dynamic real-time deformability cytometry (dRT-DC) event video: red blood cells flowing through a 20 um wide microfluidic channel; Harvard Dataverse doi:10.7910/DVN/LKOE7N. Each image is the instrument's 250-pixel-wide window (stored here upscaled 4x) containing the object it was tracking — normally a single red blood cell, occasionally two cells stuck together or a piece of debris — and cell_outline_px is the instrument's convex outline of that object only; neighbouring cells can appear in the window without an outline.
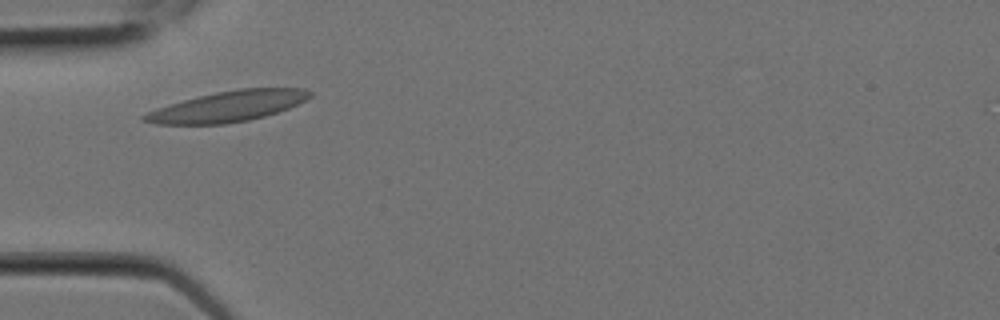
{"species": "Egyptian fruit bat (a non-hibernating species)", "species_latin": "Rousettus aegyptiacus", "temperature_condition": "room temperature", "stored_images_in_passage": 2, "camera_frame_rate_fps": 3000, "um_per_image_px": 0.085, "animal": {"sex": "female"}, "frame": {"image": 1, "passage_image": 1, "time_ms": 0.0, "image_size_px": [1000, 320], "cell_outline_px": [[312, 96], [288, 108], [264, 116], [248, 120], [224, 124], [156, 124], [140, 120], [140, 116], [156, 108], [168, 104], [216, 92], [240, 88], [304, 88], [312, 92]], "centroid_in_image_um": [19.33, 9.04], "position_along_channel_um": 65.7, "area_um2": 29.3}}
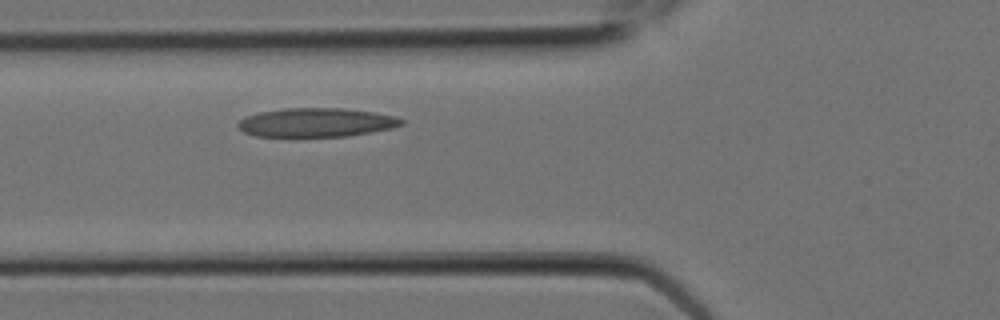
{"frame": {"image": 2, "passage_image": 2, "time_ms": 0.333, "image_size_px": [1000, 320], "cell_outline_px": [[404, 124], [392, 128], [372, 132], [348, 136], [292, 140], [256, 136], [244, 132], [236, 124], [244, 116], [260, 112], [288, 108], [344, 108], [376, 112], [396, 116], [404, 120]], "centroid_in_image_um": [26.85, 10.46], "position_along_channel_um": 98.9, "area_um2": 28.9}}